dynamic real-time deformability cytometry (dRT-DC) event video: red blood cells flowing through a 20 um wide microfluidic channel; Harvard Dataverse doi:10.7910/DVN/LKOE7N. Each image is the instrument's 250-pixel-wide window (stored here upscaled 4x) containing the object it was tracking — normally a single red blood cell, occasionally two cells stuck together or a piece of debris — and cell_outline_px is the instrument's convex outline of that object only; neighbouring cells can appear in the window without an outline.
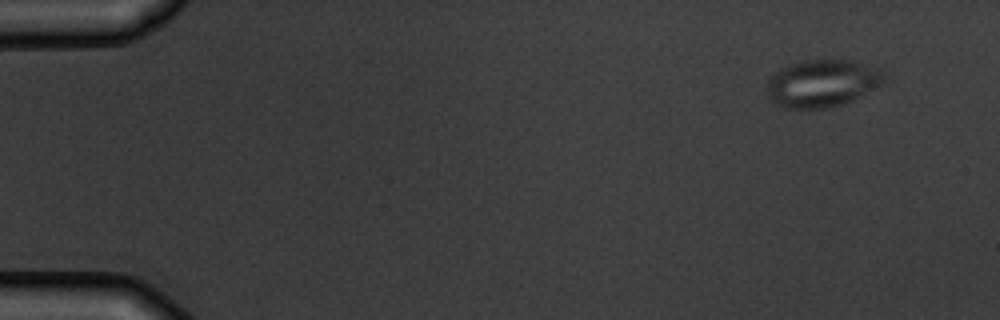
{"species": "common noctule bat (a hibernating species)", "species_latin": "Nyctalus noctula", "temperature_condition": "warm", "stored_images_in_passage": 9, "camera_frame_rate_fps": 3000, "um_per_image_px": 0.085, "animal": {"sex": "male", "body_mass_g": 19.5, "forearm_length_mm": 54.6}, "frame": {"image": 1, "passage_image": 1, "time_ms": 0.0, "image_size_px": [1000, 320], "cell_outline_px": [[888, 76], [884, 84], [844, 104], [828, 108], [784, 108], [772, 100], [768, 96], [768, 80], [780, 68], [804, 60], [848, 60], [880, 68]], "centroid_in_image_um": [69.95, 7.08], "position_along_channel_um": 15.0, "area_um2": 32.37}}